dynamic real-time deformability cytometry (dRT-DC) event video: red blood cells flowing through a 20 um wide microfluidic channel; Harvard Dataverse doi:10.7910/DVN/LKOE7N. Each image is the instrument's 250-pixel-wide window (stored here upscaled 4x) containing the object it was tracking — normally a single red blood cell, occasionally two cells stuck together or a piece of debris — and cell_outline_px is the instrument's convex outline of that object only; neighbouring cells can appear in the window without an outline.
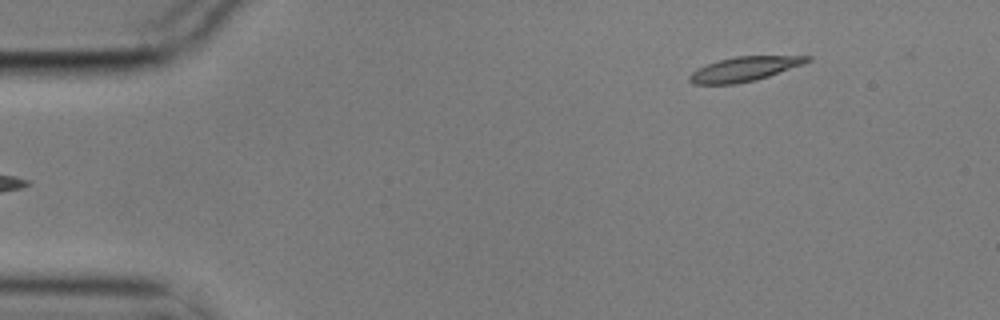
{"species": "common noctule bat (a hibernating species)", "species_latin": "Nyctalus noctula", "temperature_condition": "cold", "stored_images_in_passage": 5, "camera_frame_rate_fps": 3000, "um_per_image_px": 0.085, "animal": {"sex": "male", "body_mass_g": 17.9}, "frame": {"image": 1, "passage_image": 5, "time_ms": 1.333, "image_size_px": [1000, 320], "cell_outline_px": [[812, 60], [804, 64], [756, 80], [736, 84], [692, 84], [688, 80], [688, 76], [696, 68], [720, 60], [736, 56], [812, 56]], "centroid_in_image_um": [63.26, 5.87], "position_along_channel_um": 21.7, "area_um2": 16.76}}